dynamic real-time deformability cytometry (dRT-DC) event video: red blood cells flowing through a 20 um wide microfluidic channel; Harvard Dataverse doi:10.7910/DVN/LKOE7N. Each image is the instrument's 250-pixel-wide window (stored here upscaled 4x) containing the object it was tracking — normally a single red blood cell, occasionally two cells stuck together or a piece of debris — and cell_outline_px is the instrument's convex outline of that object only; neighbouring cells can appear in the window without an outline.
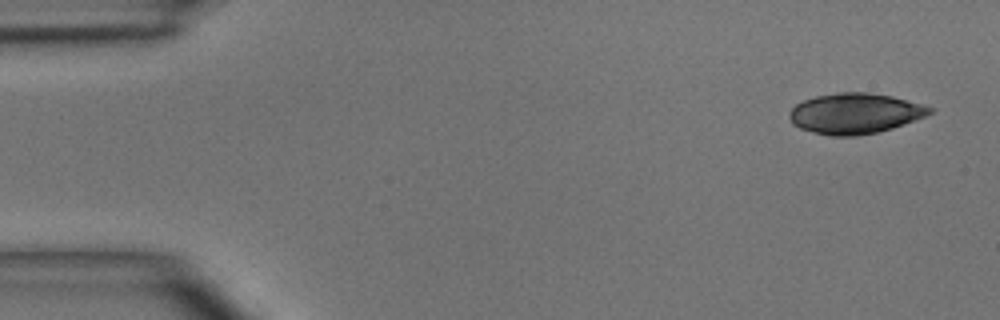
{"species": "common noctule bat (a hibernating species)", "species_latin": "Nyctalus noctula", "temperature_condition": "room temperature", "stored_images_in_passage": 3, "camera_frame_rate_fps": 3000, "um_per_image_px": 0.085, "animal": {"sex": "male", "body_mass_g": 15.6}, "frame": {"image": 1, "passage_image": 1, "time_ms": 0.0, "image_size_px": [1000, 320], "cell_outline_px": [[936, 108], [932, 112], [916, 120], [892, 128], [876, 132], [856, 136], [832, 136], [800, 128], [792, 124], [788, 116], [788, 112], [796, 104], [804, 100], [816, 96], [836, 92], [868, 92], [892, 96], [924, 104]], "centroid_in_image_um": [72.69, 9.63], "position_along_channel_um": 12.3, "area_um2": 33.23}}